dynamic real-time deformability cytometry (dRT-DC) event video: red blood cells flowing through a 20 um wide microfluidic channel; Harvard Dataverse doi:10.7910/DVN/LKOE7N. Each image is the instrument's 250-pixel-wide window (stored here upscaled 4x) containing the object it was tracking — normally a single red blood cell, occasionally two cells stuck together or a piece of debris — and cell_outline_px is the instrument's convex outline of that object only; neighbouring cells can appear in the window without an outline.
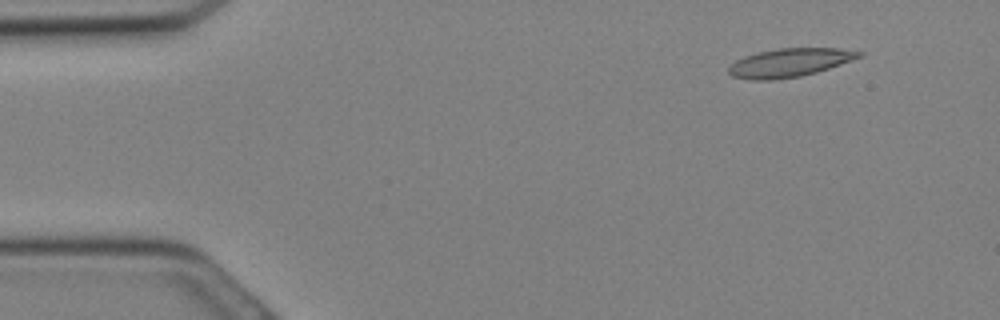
{"species": "Egyptian fruit bat (a non-hibernating species)", "species_latin": "Rousettus aegyptiacus", "temperature_condition": "cold", "stored_images_in_passage": 30, "camera_frame_rate_fps": 3000, "um_per_image_px": 0.085, "animal": {"sex": "female"}, "frame": {"image": 1, "passage_image": 3, "time_ms": 0.667, "image_size_px": [1000, 320], "cell_outline_px": [[864, 52], [860, 56], [852, 60], [816, 72], [800, 76], [776, 80], [748, 80], [732, 76], [728, 72], [728, 68], [736, 60], [744, 56], [760, 52], [780, 48], [840, 48]], "centroid_in_image_um": [67.08, 5.33], "position_along_channel_um": 17.9, "area_um2": 21.5}}
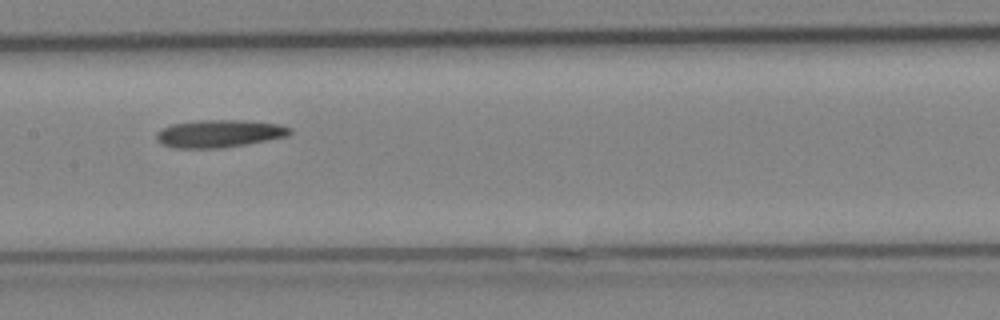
{"frame": {"image": 2, "passage_image": 15, "time_ms": 4.667, "image_size_px": [1000, 320], "cell_outline_px": [[292, 132], [288, 136], [224, 148], [176, 148], [164, 144], [156, 140], [156, 132], [172, 124], [196, 120], [244, 120], [276, 124], [292, 128]], "centroid_in_image_um": [18.63, 11.35], "position_along_channel_um": 188.8, "area_um2": 21.39}}
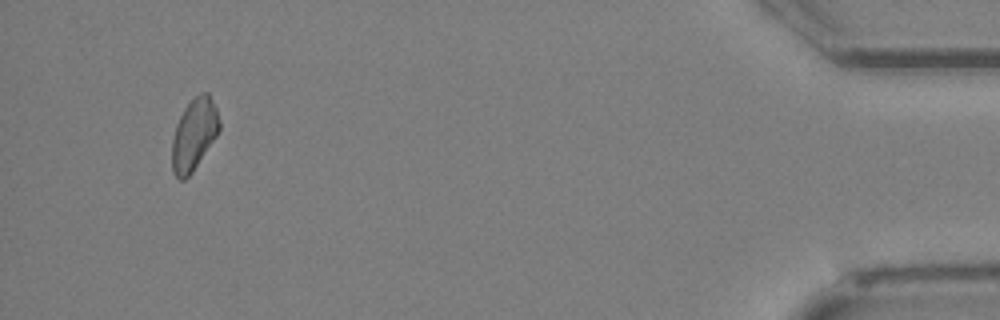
{"frame": {"image": 3, "passage_image": 29, "time_ms": 9.333, "image_size_px": [1000, 320], "cell_outline_px": [[220, 128], [216, 136], [192, 172], [184, 180], [180, 180], [172, 172], [172, 140], [176, 124], [184, 108], [192, 96], [200, 92], [208, 92], [216, 108], [220, 120]], "centroid_in_image_um": [16.48, 11.39], "position_along_channel_um": 418.7, "area_um2": 19.83}}